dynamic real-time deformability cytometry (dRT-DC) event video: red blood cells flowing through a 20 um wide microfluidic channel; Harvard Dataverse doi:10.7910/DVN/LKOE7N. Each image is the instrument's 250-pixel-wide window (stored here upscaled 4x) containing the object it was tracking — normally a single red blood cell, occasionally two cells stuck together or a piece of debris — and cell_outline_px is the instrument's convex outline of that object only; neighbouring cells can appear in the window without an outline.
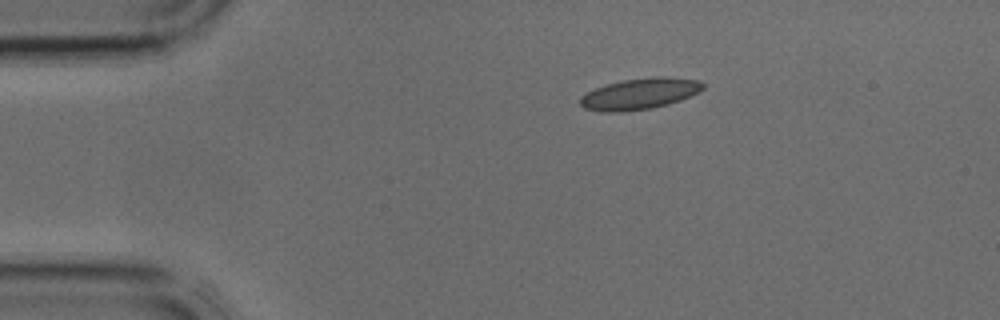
{"species": "common noctule bat (a hibernating species)", "species_latin": "Nyctalus noctula", "temperature_condition": "cold", "stored_images_in_passage": 20, "camera_frame_rate_fps": 3000, "um_per_image_px": 0.085, "animal": {"sex": "male", "body_mass_g": 17.9, "forearm_length_mm": 54.2}, "frame": {"image": 1, "passage_image": 1, "time_ms": 0.0, "image_size_px": [1000, 320], "cell_outline_px": [[704, 88], [700, 92], [680, 100], [668, 104], [652, 108], [620, 112], [600, 112], [584, 108], [580, 104], [580, 96], [596, 88], [608, 84], [624, 80], [656, 76], [664, 76], [700, 80], [704, 84]], "centroid_in_image_um": [54.4, 7.97], "position_along_channel_um": 30.6, "area_um2": 22.31}}
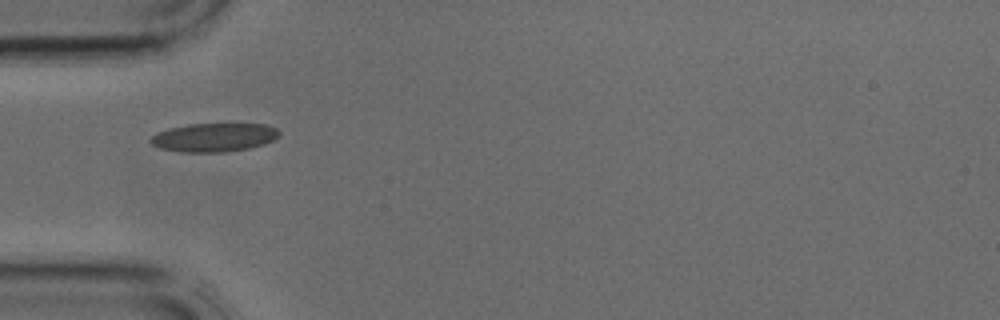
{"frame": {"image": 2, "passage_image": 6, "time_ms": 1.667, "image_size_px": [1000, 320], "cell_outline_px": [[280, 136], [264, 144], [248, 148], [224, 152], [180, 152], [160, 148], [152, 144], [148, 140], [156, 132], [168, 128], [188, 124], [264, 124], [276, 128], [280, 132]], "centroid_in_image_um": [18.16, 11.67], "position_along_channel_um": 66.8, "area_um2": 21.5}}